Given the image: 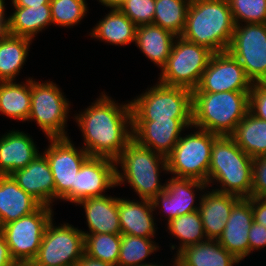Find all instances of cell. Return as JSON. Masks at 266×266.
<instances>
[{
	"mask_svg": "<svg viewBox=\"0 0 266 266\" xmlns=\"http://www.w3.org/2000/svg\"><path fill=\"white\" fill-rule=\"evenodd\" d=\"M75 119L84 137L82 148L90 156L116 160L133 139L131 103L118 105L103 92Z\"/></svg>",
	"mask_w": 266,
	"mask_h": 266,
	"instance_id": "cell-1",
	"label": "cell"
},
{
	"mask_svg": "<svg viewBox=\"0 0 266 266\" xmlns=\"http://www.w3.org/2000/svg\"><path fill=\"white\" fill-rule=\"evenodd\" d=\"M235 22L228 0H191L181 37L213 51H228Z\"/></svg>",
	"mask_w": 266,
	"mask_h": 266,
	"instance_id": "cell-2",
	"label": "cell"
},
{
	"mask_svg": "<svg viewBox=\"0 0 266 266\" xmlns=\"http://www.w3.org/2000/svg\"><path fill=\"white\" fill-rule=\"evenodd\" d=\"M250 91L192 93V126L230 136L249 112Z\"/></svg>",
	"mask_w": 266,
	"mask_h": 266,
	"instance_id": "cell-3",
	"label": "cell"
},
{
	"mask_svg": "<svg viewBox=\"0 0 266 266\" xmlns=\"http://www.w3.org/2000/svg\"><path fill=\"white\" fill-rule=\"evenodd\" d=\"M253 158L246 154L231 136H218L212 145L208 169V186L214 181L221 183V193L240 198L251 197Z\"/></svg>",
	"mask_w": 266,
	"mask_h": 266,
	"instance_id": "cell-4",
	"label": "cell"
},
{
	"mask_svg": "<svg viewBox=\"0 0 266 266\" xmlns=\"http://www.w3.org/2000/svg\"><path fill=\"white\" fill-rule=\"evenodd\" d=\"M115 161L123 171L116 167V185L127 181L141 199L150 201L165 190L166 184L159 181V171L162 168L168 172L167 157L132 139Z\"/></svg>",
	"mask_w": 266,
	"mask_h": 266,
	"instance_id": "cell-5",
	"label": "cell"
},
{
	"mask_svg": "<svg viewBox=\"0 0 266 266\" xmlns=\"http://www.w3.org/2000/svg\"><path fill=\"white\" fill-rule=\"evenodd\" d=\"M132 121L192 118V90L157 82L148 91L130 101Z\"/></svg>",
	"mask_w": 266,
	"mask_h": 266,
	"instance_id": "cell-6",
	"label": "cell"
},
{
	"mask_svg": "<svg viewBox=\"0 0 266 266\" xmlns=\"http://www.w3.org/2000/svg\"><path fill=\"white\" fill-rule=\"evenodd\" d=\"M213 54L207 47L178 36L166 64L161 68L159 83L196 89Z\"/></svg>",
	"mask_w": 266,
	"mask_h": 266,
	"instance_id": "cell-7",
	"label": "cell"
},
{
	"mask_svg": "<svg viewBox=\"0 0 266 266\" xmlns=\"http://www.w3.org/2000/svg\"><path fill=\"white\" fill-rule=\"evenodd\" d=\"M218 136L200 128L194 134L181 136L167 156L168 172L173 177L192 178L207 183L211 149Z\"/></svg>",
	"mask_w": 266,
	"mask_h": 266,
	"instance_id": "cell-8",
	"label": "cell"
},
{
	"mask_svg": "<svg viewBox=\"0 0 266 266\" xmlns=\"http://www.w3.org/2000/svg\"><path fill=\"white\" fill-rule=\"evenodd\" d=\"M52 81L36 82L31 78V111L29 120H35L47 138H68L65 131L69 101Z\"/></svg>",
	"mask_w": 266,
	"mask_h": 266,
	"instance_id": "cell-9",
	"label": "cell"
},
{
	"mask_svg": "<svg viewBox=\"0 0 266 266\" xmlns=\"http://www.w3.org/2000/svg\"><path fill=\"white\" fill-rule=\"evenodd\" d=\"M52 217V208L40 205L32 213L1 227L10 254L19 266L35 258Z\"/></svg>",
	"mask_w": 266,
	"mask_h": 266,
	"instance_id": "cell-10",
	"label": "cell"
},
{
	"mask_svg": "<svg viewBox=\"0 0 266 266\" xmlns=\"http://www.w3.org/2000/svg\"><path fill=\"white\" fill-rule=\"evenodd\" d=\"M53 220L47 225L32 262L42 266H75L84 255V234L68 223L54 226Z\"/></svg>",
	"mask_w": 266,
	"mask_h": 266,
	"instance_id": "cell-11",
	"label": "cell"
},
{
	"mask_svg": "<svg viewBox=\"0 0 266 266\" xmlns=\"http://www.w3.org/2000/svg\"><path fill=\"white\" fill-rule=\"evenodd\" d=\"M228 51L252 83H266V23L236 25Z\"/></svg>",
	"mask_w": 266,
	"mask_h": 266,
	"instance_id": "cell-12",
	"label": "cell"
},
{
	"mask_svg": "<svg viewBox=\"0 0 266 266\" xmlns=\"http://www.w3.org/2000/svg\"><path fill=\"white\" fill-rule=\"evenodd\" d=\"M49 147L43 155L47 158L55 184V199L72 202V186L84 161L90 156L78 149L68 138H49Z\"/></svg>",
	"mask_w": 266,
	"mask_h": 266,
	"instance_id": "cell-13",
	"label": "cell"
},
{
	"mask_svg": "<svg viewBox=\"0 0 266 266\" xmlns=\"http://www.w3.org/2000/svg\"><path fill=\"white\" fill-rule=\"evenodd\" d=\"M252 85L239 61L229 51H222L212 55L198 87L192 93L250 91Z\"/></svg>",
	"mask_w": 266,
	"mask_h": 266,
	"instance_id": "cell-14",
	"label": "cell"
},
{
	"mask_svg": "<svg viewBox=\"0 0 266 266\" xmlns=\"http://www.w3.org/2000/svg\"><path fill=\"white\" fill-rule=\"evenodd\" d=\"M189 126L192 128V118L132 121L133 140L167 157L179 141L183 129Z\"/></svg>",
	"mask_w": 266,
	"mask_h": 266,
	"instance_id": "cell-15",
	"label": "cell"
},
{
	"mask_svg": "<svg viewBox=\"0 0 266 266\" xmlns=\"http://www.w3.org/2000/svg\"><path fill=\"white\" fill-rule=\"evenodd\" d=\"M116 161L107 157L89 156L82 164L72 186V203L105 195L116 185Z\"/></svg>",
	"mask_w": 266,
	"mask_h": 266,
	"instance_id": "cell-16",
	"label": "cell"
},
{
	"mask_svg": "<svg viewBox=\"0 0 266 266\" xmlns=\"http://www.w3.org/2000/svg\"><path fill=\"white\" fill-rule=\"evenodd\" d=\"M207 186L208 184L201 180L172 177L166 182L165 190L152 200L153 207H160L168 214L166 216L169 222L171 219L199 210V206L194 205V192L197 189L203 192Z\"/></svg>",
	"mask_w": 266,
	"mask_h": 266,
	"instance_id": "cell-17",
	"label": "cell"
},
{
	"mask_svg": "<svg viewBox=\"0 0 266 266\" xmlns=\"http://www.w3.org/2000/svg\"><path fill=\"white\" fill-rule=\"evenodd\" d=\"M253 221L250 197L240 198L233 205L224 230L217 240L239 261L249 255L248 234Z\"/></svg>",
	"mask_w": 266,
	"mask_h": 266,
	"instance_id": "cell-18",
	"label": "cell"
},
{
	"mask_svg": "<svg viewBox=\"0 0 266 266\" xmlns=\"http://www.w3.org/2000/svg\"><path fill=\"white\" fill-rule=\"evenodd\" d=\"M18 186L40 205L52 207L55 184L47 158L41 153L25 168L11 174Z\"/></svg>",
	"mask_w": 266,
	"mask_h": 266,
	"instance_id": "cell-19",
	"label": "cell"
},
{
	"mask_svg": "<svg viewBox=\"0 0 266 266\" xmlns=\"http://www.w3.org/2000/svg\"><path fill=\"white\" fill-rule=\"evenodd\" d=\"M30 135L10 131L0 138V175L25 168L40 153Z\"/></svg>",
	"mask_w": 266,
	"mask_h": 266,
	"instance_id": "cell-20",
	"label": "cell"
},
{
	"mask_svg": "<svg viewBox=\"0 0 266 266\" xmlns=\"http://www.w3.org/2000/svg\"><path fill=\"white\" fill-rule=\"evenodd\" d=\"M199 199V212L207 240H218L228 221L233 205L240 199L232 194L212 189Z\"/></svg>",
	"mask_w": 266,
	"mask_h": 266,
	"instance_id": "cell-21",
	"label": "cell"
},
{
	"mask_svg": "<svg viewBox=\"0 0 266 266\" xmlns=\"http://www.w3.org/2000/svg\"><path fill=\"white\" fill-rule=\"evenodd\" d=\"M76 204L85 209L90 233L82 231L83 234H122L117 197L96 196Z\"/></svg>",
	"mask_w": 266,
	"mask_h": 266,
	"instance_id": "cell-22",
	"label": "cell"
},
{
	"mask_svg": "<svg viewBox=\"0 0 266 266\" xmlns=\"http://www.w3.org/2000/svg\"><path fill=\"white\" fill-rule=\"evenodd\" d=\"M134 201L118 198V213L121 232L124 235H133L144 238L155 236V225L153 203L150 200Z\"/></svg>",
	"mask_w": 266,
	"mask_h": 266,
	"instance_id": "cell-23",
	"label": "cell"
},
{
	"mask_svg": "<svg viewBox=\"0 0 266 266\" xmlns=\"http://www.w3.org/2000/svg\"><path fill=\"white\" fill-rule=\"evenodd\" d=\"M39 206L11 175H0V227L32 213Z\"/></svg>",
	"mask_w": 266,
	"mask_h": 266,
	"instance_id": "cell-24",
	"label": "cell"
},
{
	"mask_svg": "<svg viewBox=\"0 0 266 266\" xmlns=\"http://www.w3.org/2000/svg\"><path fill=\"white\" fill-rule=\"evenodd\" d=\"M176 35L155 24L138 26L135 44L160 69L166 64Z\"/></svg>",
	"mask_w": 266,
	"mask_h": 266,
	"instance_id": "cell-25",
	"label": "cell"
},
{
	"mask_svg": "<svg viewBox=\"0 0 266 266\" xmlns=\"http://www.w3.org/2000/svg\"><path fill=\"white\" fill-rule=\"evenodd\" d=\"M180 266H233L240 261L217 240L188 246L176 254Z\"/></svg>",
	"mask_w": 266,
	"mask_h": 266,
	"instance_id": "cell-26",
	"label": "cell"
},
{
	"mask_svg": "<svg viewBox=\"0 0 266 266\" xmlns=\"http://www.w3.org/2000/svg\"><path fill=\"white\" fill-rule=\"evenodd\" d=\"M104 6L112 9L99 21L89 35L118 46L135 42L137 26L115 5Z\"/></svg>",
	"mask_w": 266,
	"mask_h": 266,
	"instance_id": "cell-27",
	"label": "cell"
},
{
	"mask_svg": "<svg viewBox=\"0 0 266 266\" xmlns=\"http://www.w3.org/2000/svg\"><path fill=\"white\" fill-rule=\"evenodd\" d=\"M15 12L8 17L7 33L34 39L46 26L53 24L50 4L40 6H13Z\"/></svg>",
	"mask_w": 266,
	"mask_h": 266,
	"instance_id": "cell-28",
	"label": "cell"
},
{
	"mask_svg": "<svg viewBox=\"0 0 266 266\" xmlns=\"http://www.w3.org/2000/svg\"><path fill=\"white\" fill-rule=\"evenodd\" d=\"M31 78L25 83L0 82V112L11 119L28 121L31 111Z\"/></svg>",
	"mask_w": 266,
	"mask_h": 266,
	"instance_id": "cell-29",
	"label": "cell"
},
{
	"mask_svg": "<svg viewBox=\"0 0 266 266\" xmlns=\"http://www.w3.org/2000/svg\"><path fill=\"white\" fill-rule=\"evenodd\" d=\"M230 136L251 158L266 156V121L250 112L237 124Z\"/></svg>",
	"mask_w": 266,
	"mask_h": 266,
	"instance_id": "cell-30",
	"label": "cell"
},
{
	"mask_svg": "<svg viewBox=\"0 0 266 266\" xmlns=\"http://www.w3.org/2000/svg\"><path fill=\"white\" fill-rule=\"evenodd\" d=\"M32 39L7 33L0 42V82L14 81L28 56Z\"/></svg>",
	"mask_w": 266,
	"mask_h": 266,
	"instance_id": "cell-31",
	"label": "cell"
},
{
	"mask_svg": "<svg viewBox=\"0 0 266 266\" xmlns=\"http://www.w3.org/2000/svg\"><path fill=\"white\" fill-rule=\"evenodd\" d=\"M191 0H155L153 24L181 36Z\"/></svg>",
	"mask_w": 266,
	"mask_h": 266,
	"instance_id": "cell-32",
	"label": "cell"
},
{
	"mask_svg": "<svg viewBox=\"0 0 266 266\" xmlns=\"http://www.w3.org/2000/svg\"><path fill=\"white\" fill-rule=\"evenodd\" d=\"M167 224L169 232L180 239L177 254L188 246L207 241L199 210L171 219Z\"/></svg>",
	"mask_w": 266,
	"mask_h": 266,
	"instance_id": "cell-33",
	"label": "cell"
},
{
	"mask_svg": "<svg viewBox=\"0 0 266 266\" xmlns=\"http://www.w3.org/2000/svg\"><path fill=\"white\" fill-rule=\"evenodd\" d=\"M121 234H84V254L117 266Z\"/></svg>",
	"mask_w": 266,
	"mask_h": 266,
	"instance_id": "cell-34",
	"label": "cell"
},
{
	"mask_svg": "<svg viewBox=\"0 0 266 266\" xmlns=\"http://www.w3.org/2000/svg\"><path fill=\"white\" fill-rule=\"evenodd\" d=\"M159 246L150 238L121 234V246L117 266H140Z\"/></svg>",
	"mask_w": 266,
	"mask_h": 266,
	"instance_id": "cell-35",
	"label": "cell"
},
{
	"mask_svg": "<svg viewBox=\"0 0 266 266\" xmlns=\"http://www.w3.org/2000/svg\"><path fill=\"white\" fill-rule=\"evenodd\" d=\"M52 23L70 27L80 23L88 7L86 0H50Z\"/></svg>",
	"mask_w": 266,
	"mask_h": 266,
	"instance_id": "cell-36",
	"label": "cell"
},
{
	"mask_svg": "<svg viewBox=\"0 0 266 266\" xmlns=\"http://www.w3.org/2000/svg\"><path fill=\"white\" fill-rule=\"evenodd\" d=\"M235 25L266 23V0H228Z\"/></svg>",
	"mask_w": 266,
	"mask_h": 266,
	"instance_id": "cell-37",
	"label": "cell"
},
{
	"mask_svg": "<svg viewBox=\"0 0 266 266\" xmlns=\"http://www.w3.org/2000/svg\"><path fill=\"white\" fill-rule=\"evenodd\" d=\"M115 6L137 27L153 24L155 0H119Z\"/></svg>",
	"mask_w": 266,
	"mask_h": 266,
	"instance_id": "cell-38",
	"label": "cell"
},
{
	"mask_svg": "<svg viewBox=\"0 0 266 266\" xmlns=\"http://www.w3.org/2000/svg\"><path fill=\"white\" fill-rule=\"evenodd\" d=\"M249 112L266 121V83H253L251 86Z\"/></svg>",
	"mask_w": 266,
	"mask_h": 266,
	"instance_id": "cell-39",
	"label": "cell"
},
{
	"mask_svg": "<svg viewBox=\"0 0 266 266\" xmlns=\"http://www.w3.org/2000/svg\"><path fill=\"white\" fill-rule=\"evenodd\" d=\"M252 172L251 197L264 198L266 196V156L253 159Z\"/></svg>",
	"mask_w": 266,
	"mask_h": 266,
	"instance_id": "cell-40",
	"label": "cell"
},
{
	"mask_svg": "<svg viewBox=\"0 0 266 266\" xmlns=\"http://www.w3.org/2000/svg\"><path fill=\"white\" fill-rule=\"evenodd\" d=\"M249 254L266 246V228L263 225L252 222L248 234Z\"/></svg>",
	"mask_w": 266,
	"mask_h": 266,
	"instance_id": "cell-41",
	"label": "cell"
},
{
	"mask_svg": "<svg viewBox=\"0 0 266 266\" xmlns=\"http://www.w3.org/2000/svg\"><path fill=\"white\" fill-rule=\"evenodd\" d=\"M253 220L266 228V200L264 198L250 197Z\"/></svg>",
	"mask_w": 266,
	"mask_h": 266,
	"instance_id": "cell-42",
	"label": "cell"
},
{
	"mask_svg": "<svg viewBox=\"0 0 266 266\" xmlns=\"http://www.w3.org/2000/svg\"><path fill=\"white\" fill-rule=\"evenodd\" d=\"M0 266H19L10 254L4 233L0 227Z\"/></svg>",
	"mask_w": 266,
	"mask_h": 266,
	"instance_id": "cell-43",
	"label": "cell"
},
{
	"mask_svg": "<svg viewBox=\"0 0 266 266\" xmlns=\"http://www.w3.org/2000/svg\"><path fill=\"white\" fill-rule=\"evenodd\" d=\"M75 266H116V265L93 259L84 254L82 258L76 263Z\"/></svg>",
	"mask_w": 266,
	"mask_h": 266,
	"instance_id": "cell-44",
	"label": "cell"
},
{
	"mask_svg": "<svg viewBox=\"0 0 266 266\" xmlns=\"http://www.w3.org/2000/svg\"><path fill=\"white\" fill-rule=\"evenodd\" d=\"M13 6L32 7L41 4H50V0H11Z\"/></svg>",
	"mask_w": 266,
	"mask_h": 266,
	"instance_id": "cell-45",
	"label": "cell"
},
{
	"mask_svg": "<svg viewBox=\"0 0 266 266\" xmlns=\"http://www.w3.org/2000/svg\"><path fill=\"white\" fill-rule=\"evenodd\" d=\"M5 0H0V24H8V18L5 17Z\"/></svg>",
	"mask_w": 266,
	"mask_h": 266,
	"instance_id": "cell-46",
	"label": "cell"
},
{
	"mask_svg": "<svg viewBox=\"0 0 266 266\" xmlns=\"http://www.w3.org/2000/svg\"><path fill=\"white\" fill-rule=\"evenodd\" d=\"M6 34H7V24H0V42Z\"/></svg>",
	"mask_w": 266,
	"mask_h": 266,
	"instance_id": "cell-47",
	"label": "cell"
},
{
	"mask_svg": "<svg viewBox=\"0 0 266 266\" xmlns=\"http://www.w3.org/2000/svg\"><path fill=\"white\" fill-rule=\"evenodd\" d=\"M98 1V0H97ZM119 0H99L103 5H115Z\"/></svg>",
	"mask_w": 266,
	"mask_h": 266,
	"instance_id": "cell-48",
	"label": "cell"
},
{
	"mask_svg": "<svg viewBox=\"0 0 266 266\" xmlns=\"http://www.w3.org/2000/svg\"><path fill=\"white\" fill-rule=\"evenodd\" d=\"M173 263H174L173 266H180L179 262H178V259H177V256L174 258ZM140 266H163V265H157L156 263H154V264L149 263V264L140 265Z\"/></svg>",
	"mask_w": 266,
	"mask_h": 266,
	"instance_id": "cell-49",
	"label": "cell"
},
{
	"mask_svg": "<svg viewBox=\"0 0 266 266\" xmlns=\"http://www.w3.org/2000/svg\"><path fill=\"white\" fill-rule=\"evenodd\" d=\"M21 266H42V265H36V264H34V263L31 261V262H28V263L23 264V265H21Z\"/></svg>",
	"mask_w": 266,
	"mask_h": 266,
	"instance_id": "cell-50",
	"label": "cell"
}]
</instances>
